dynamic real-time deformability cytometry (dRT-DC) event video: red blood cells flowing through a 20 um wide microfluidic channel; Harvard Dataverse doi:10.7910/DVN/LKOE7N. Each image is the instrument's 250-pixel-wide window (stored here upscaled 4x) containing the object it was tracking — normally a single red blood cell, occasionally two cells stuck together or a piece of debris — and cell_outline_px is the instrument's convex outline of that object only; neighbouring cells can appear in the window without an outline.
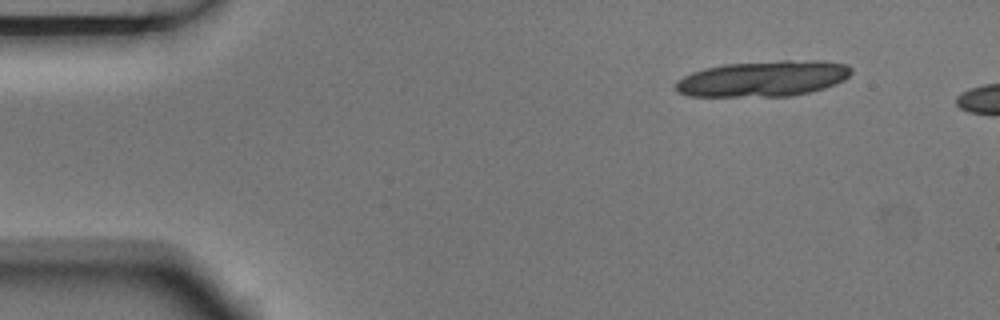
{"species": "Egyptian fruit bat (a non-hibernating species)", "species_latin": "Rousettus aegyptiacus", "temperature_condition": "room temperature", "stored_images_in_passage": 3, "camera_frame_rate_fps": 3000, "um_per_image_px": 0.085, "animal": {"sex": "male"}, "frame": {"image": 1, "passage_image": 1, "time_ms": 0.0, "image_size_px": [1000, 320], "cell_outline_px": [[852, 72], [844, 80], [824, 88], [792, 96], [688, 96], [676, 92], [676, 80], [692, 72], [704, 68], [724, 64], [780, 60], [816, 60], [848, 64], [852, 68]], "centroid_in_image_um": [64.87, 6.68], "position_along_channel_um": 20.1, "area_um2": 36.76}}